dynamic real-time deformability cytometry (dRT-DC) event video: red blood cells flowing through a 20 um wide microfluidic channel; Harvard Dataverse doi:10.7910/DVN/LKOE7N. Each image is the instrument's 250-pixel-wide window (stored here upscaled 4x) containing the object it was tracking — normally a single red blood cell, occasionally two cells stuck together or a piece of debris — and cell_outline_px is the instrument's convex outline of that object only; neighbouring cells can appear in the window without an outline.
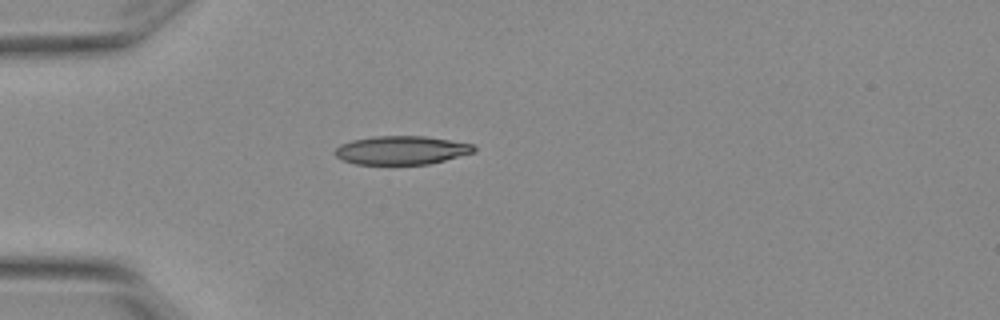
{"species": "Egyptian fruit bat (a non-hibernating species)", "species_latin": "Rousettus aegyptiacus", "temperature_condition": "warm", "stored_images_in_passage": 1, "camera_frame_rate_fps": 3000, "um_per_image_px": 0.085, "animal": {"sex": "female"}, "frame": {"image": 1, "passage_image": 1, "time_ms": 0.0, "image_size_px": [1000, 320], "cell_outline_px": [[476, 152], [428, 164], [356, 164], [344, 160], [336, 156], [332, 152], [340, 144], [352, 140], [376, 136], [424, 136], [472, 144], [476, 148]], "centroid_in_image_um": [34.11, 12.77], "position_along_channel_um": 50.9, "area_um2": 23.0}}